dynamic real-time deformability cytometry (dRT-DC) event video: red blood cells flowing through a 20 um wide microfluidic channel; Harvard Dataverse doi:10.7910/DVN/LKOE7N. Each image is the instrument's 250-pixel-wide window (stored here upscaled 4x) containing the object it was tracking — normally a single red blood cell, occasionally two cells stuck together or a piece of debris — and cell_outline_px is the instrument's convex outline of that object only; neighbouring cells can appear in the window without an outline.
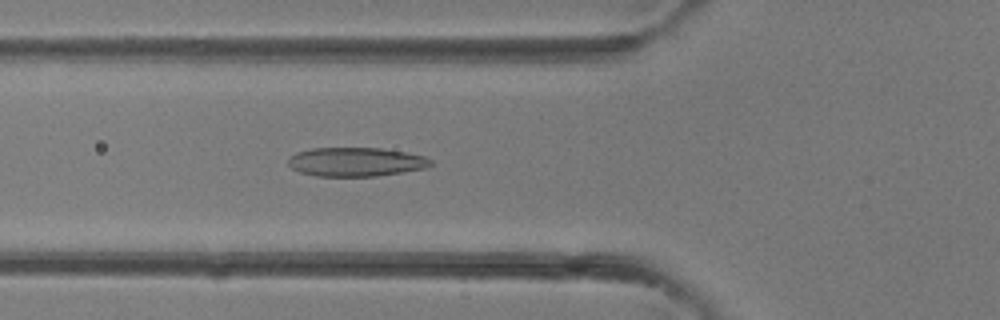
{"species": "common noctule bat (a hibernating species)", "species_latin": "Nyctalus noctula", "temperature_condition": "room temperature", "stored_images_in_passage": 28, "camera_frame_rate_fps": 3000, "um_per_image_px": 0.085, "animal": {"sex": "female"}, "frame": {"image": 1, "passage_image": 3, "time_ms": 0.667, "image_size_px": [1000, 320], "cell_outline_px": [[432, 164], [428, 168], [376, 176], [316, 176], [300, 172], [292, 168], [288, 164], [288, 160], [296, 152], [312, 148], [380, 148], [404, 152], [424, 156], [432, 160]], "centroid_in_image_um": [30.26, 13.76], "position_along_channel_um": 95.5, "area_um2": 23.99}}
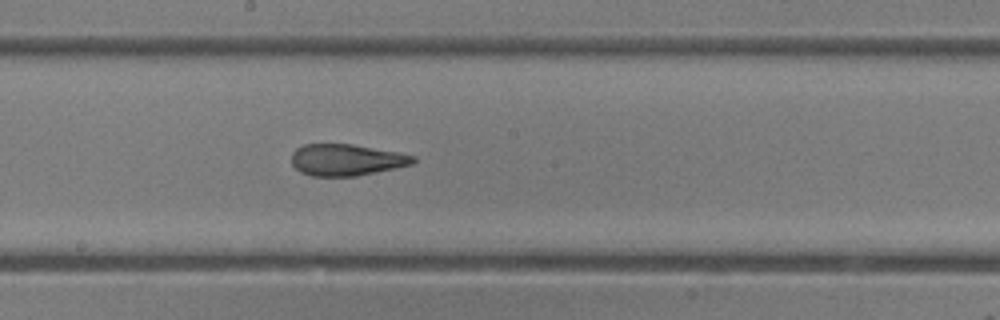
{"frame": {"image": 2, "passage_image": 10, "time_ms": 3.0, "image_size_px": [1000, 320], "cell_outline_px": [[416, 160], [412, 164], [396, 168], [356, 176], [312, 176], [300, 172], [292, 164], [292, 152], [296, 148], [304, 144], [352, 144], [400, 152], [416, 156]], "centroid_in_image_um": [29.46, 13.58], "position_along_channel_um": 218.7, "area_um2": 22.48}}
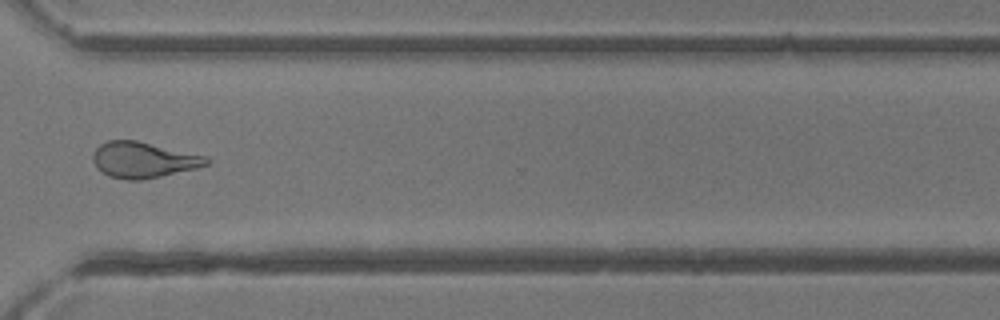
{"frame": {"image": 3, "passage_image": 18, "time_ms": 5.667, "image_size_px": [1000, 320], "cell_outline_px": [[212, 160], [208, 164], [196, 168], [160, 176], [140, 180], [128, 180], [108, 176], [96, 168], [92, 160], [92, 156], [96, 148], [100, 144], [108, 140], [136, 140], [208, 156]], "centroid_in_image_um": [12.18, 13.58], "position_along_channel_um": 358.4, "area_um2": 23.81}}